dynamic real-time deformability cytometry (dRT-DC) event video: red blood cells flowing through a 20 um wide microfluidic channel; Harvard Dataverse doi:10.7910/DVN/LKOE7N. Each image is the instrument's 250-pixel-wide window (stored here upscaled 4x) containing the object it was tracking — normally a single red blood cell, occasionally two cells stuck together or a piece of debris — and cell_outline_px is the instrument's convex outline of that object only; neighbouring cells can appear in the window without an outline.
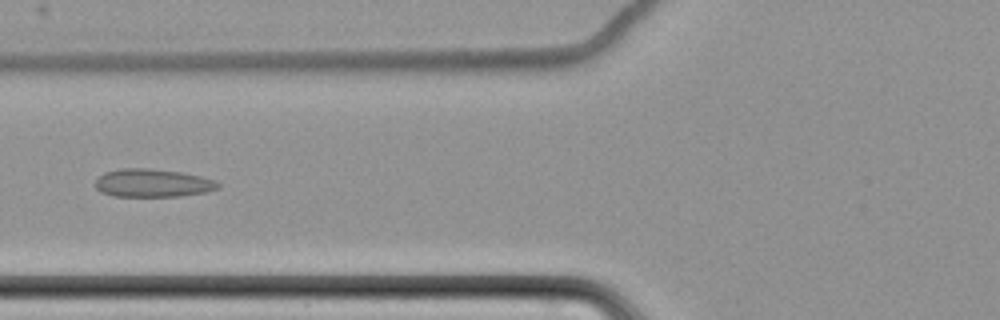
{"species": "common noctule bat (a hibernating species)", "species_latin": "Nyctalus noctula", "temperature_condition": "cold", "stored_images_in_passage": 9, "camera_frame_rate_fps": 3000, "um_per_image_px": 0.085, "animal": {"sex": "female", "body_mass_g": 22.7, "forearm_length_mm": 54.2}, "frame": {"image": 1, "passage_image": 8, "time_ms": 9.333, "image_size_px": [1000, 320], "cell_outline_px": [[220, 188], [208, 192], [180, 196], [112, 196], [100, 192], [96, 188], [96, 180], [104, 172], [120, 168], [148, 168], [180, 172], [200, 176], [216, 180], [220, 184]], "centroid_in_image_um": [12.99, 15.56], "position_along_channel_um": 112.8, "area_um2": 20.23}}
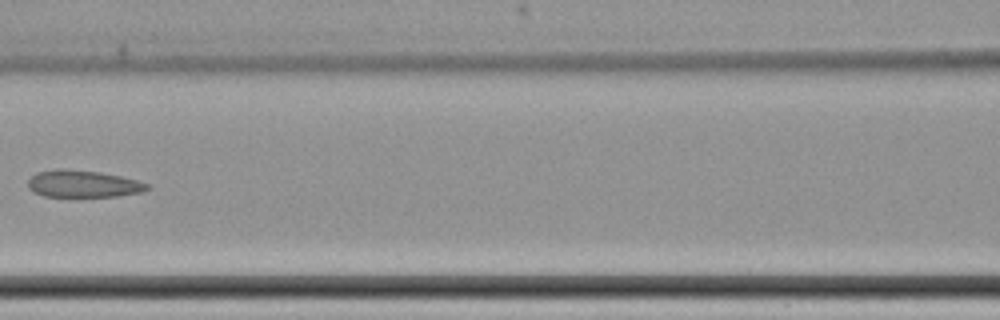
{"frame": {"image": 2, "passage_image": 9, "time_ms": 10.667, "image_size_px": [1000, 320], "cell_outline_px": [[148, 188], [140, 192], [116, 196], [44, 196], [32, 192], [28, 188], [28, 180], [36, 172], [56, 168], [64, 168], [100, 172], [120, 176], [136, 180], [148, 184]], "centroid_in_image_um": [6.98, 15.61], "position_along_channel_um": 159.6, "area_um2": 18.73}}